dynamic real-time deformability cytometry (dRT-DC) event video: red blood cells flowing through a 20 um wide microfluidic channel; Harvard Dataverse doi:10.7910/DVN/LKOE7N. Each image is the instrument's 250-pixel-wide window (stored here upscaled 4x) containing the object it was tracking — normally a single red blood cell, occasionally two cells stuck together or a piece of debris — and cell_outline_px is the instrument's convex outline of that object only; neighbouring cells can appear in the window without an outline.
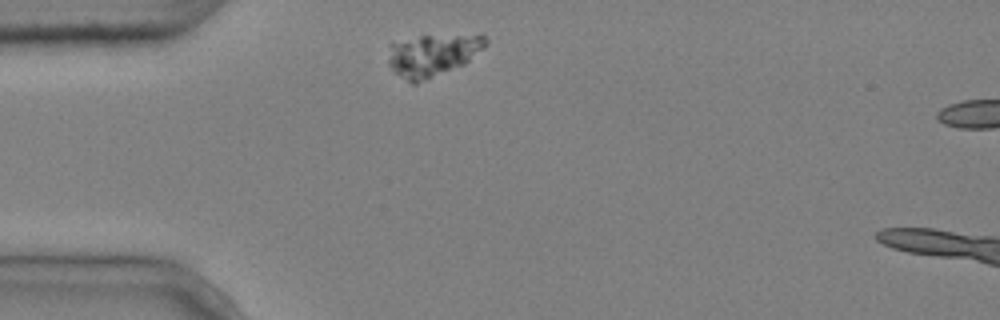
{"species": "common noctule bat (a hibernating species)", "species_latin": "Nyctalus noctula", "temperature_condition": "cold", "stored_images_in_passage": 2, "camera_frame_rate_fps": 3000, "um_per_image_px": 0.085, "animal": {"sex": "male", "body_mass_g": 20.4}, "frame": {"image": 1, "passage_image": 1, "time_ms": 0.0, "image_size_px": [1000, 320], "cell_outline_px": [[488, 44], [484, 48], [464, 64], [416, 84], [412, 84], [396, 72], [388, 64], [388, 44], [420, 36], [484, 36], [488, 40]], "centroid_in_image_um": [36.74, 4.69], "position_along_channel_um": 48.3, "area_um2": 23.47}}